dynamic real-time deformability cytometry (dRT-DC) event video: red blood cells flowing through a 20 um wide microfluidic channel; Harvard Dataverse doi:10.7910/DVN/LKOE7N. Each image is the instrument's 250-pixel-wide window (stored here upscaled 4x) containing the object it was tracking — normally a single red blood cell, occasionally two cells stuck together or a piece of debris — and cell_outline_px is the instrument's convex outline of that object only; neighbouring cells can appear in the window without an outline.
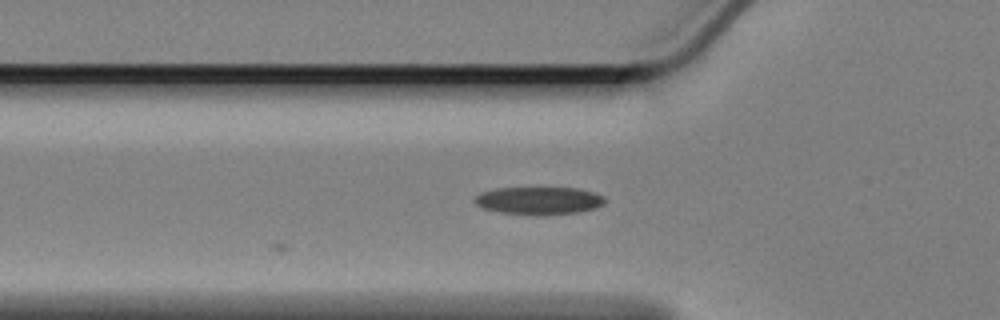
{"species": "Egyptian fruit bat (a non-hibernating species)", "species_latin": "Rousettus aegyptiacus", "temperature_condition": "cold", "stored_images_in_passage": 7, "camera_frame_rate_fps": 3000, "um_per_image_px": 0.085, "animal": {"sex": "female"}, "frame": {"image": 1, "passage_image": 2, "time_ms": 0.333, "image_size_px": [1000, 320], "cell_outline_px": [[604, 204], [596, 208], [580, 212], [544, 216], [536, 216], [500, 212], [484, 208], [476, 204], [476, 196], [480, 192], [496, 188], [576, 188], [592, 192], [604, 196]], "centroid_in_image_um": [45.83, 17.07], "position_along_channel_um": 80.0, "area_um2": 21.15}}
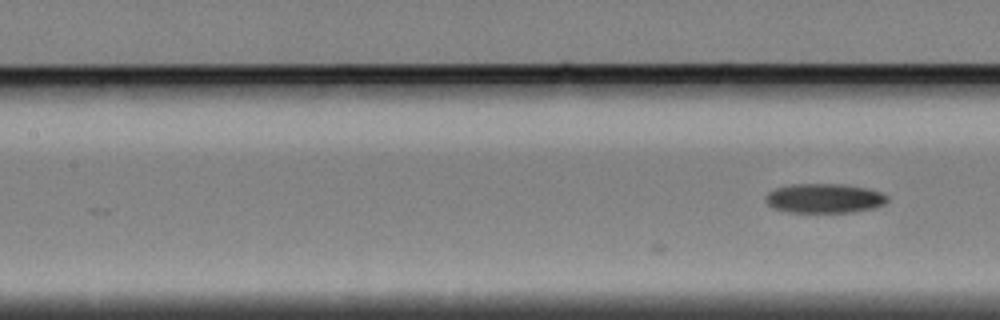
{"frame": {"image": 2, "passage_image": 7, "time_ms": 2.0, "image_size_px": [1000, 320], "cell_outline_px": [[888, 200], [884, 204], [876, 208], [848, 212], [788, 212], [772, 208], [764, 200], [764, 196], [768, 192], [776, 188], [792, 184], [844, 184], [868, 188], [880, 192], [888, 196]], "centroid_in_image_um": [70.05, 16.85], "position_along_channel_um": 137.3, "area_um2": 21.04}}